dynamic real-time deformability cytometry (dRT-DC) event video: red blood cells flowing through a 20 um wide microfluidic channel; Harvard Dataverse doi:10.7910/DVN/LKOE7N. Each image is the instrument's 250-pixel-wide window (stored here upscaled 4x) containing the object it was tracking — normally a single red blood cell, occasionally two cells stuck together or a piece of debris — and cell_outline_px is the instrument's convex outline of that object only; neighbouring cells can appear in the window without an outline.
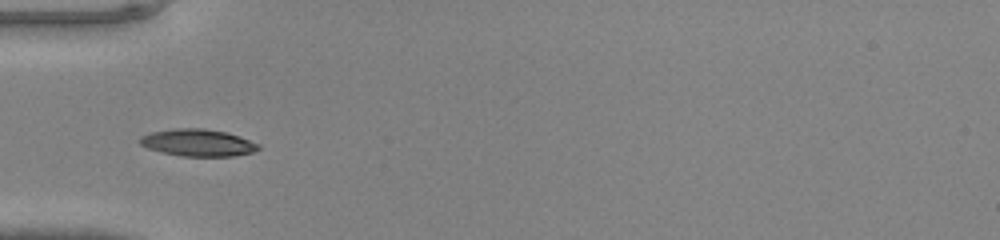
{"species": "common noctule bat (a hibernating species)", "species_latin": "Nyctalus noctula", "temperature_condition": "warm", "stored_images_in_passage": 32, "camera_frame_rate_fps": 3000, "um_per_image_px": 0.085, "animal": {"sex": "male", "body_mass_g": 20.0, "forearm_length_mm": 53.3}, "frame": {"image": 1, "passage_image": 1, "time_ms": 0.0, "image_size_px": [1000, 240], "cell_outline_px": [[260, 148], [252, 152], [232, 156], [180, 156], [160, 152], [148, 148], [140, 144], [136, 140], [140, 136], [152, 132], [172, 128], [204, 128], [228, 132], [240, 136], [260, 144]], "centroid_in_image_um": [16.79, 12.12], "position_along_channel_um": 68.2, "area_um2": 18.96}}
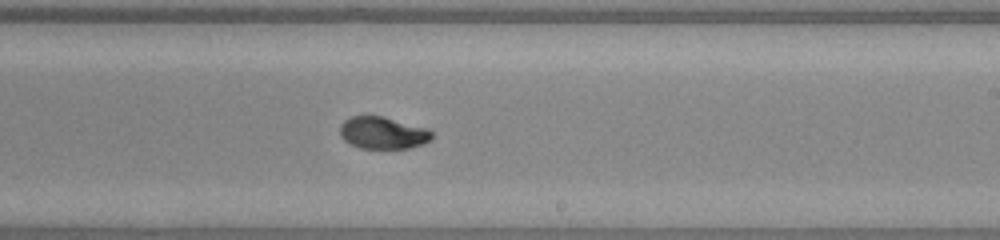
{"frame": {"image": 2, "passage_image": 14, "time_ms": 4.333, "image_size_px": [1000, 240], "cell_outline_px": [[432, 140], [424, 144], [408, 148], [360, 148], [348, 144], [340, 136], [340, 124], [344, 120], [352, 116], [384, 116], [424, 128], [432, 132]], "centroid_in_image_um": [32.51, 11.3], "position_along_channel_um": 256.5, "area_um2": 17.22}}
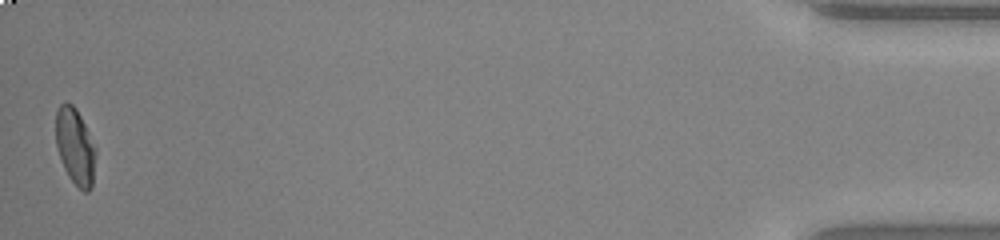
{"frame": {"image": 3, "passage_image": 32, "time_ms": 10.333, "image_size_px": [1000, 240], "cell_outline_px": [[96, 152], [92, 188], [88, 192], [84, 192], [68, 176], [64, 168], [56, 144], [56, 112], [60, 104], [72, 104], [76, 108], [96, 148]], "centroid_in_image_um": [6.4, 12.48], "position_along_channel_um": 428.8, "area_um2": 17.51}}